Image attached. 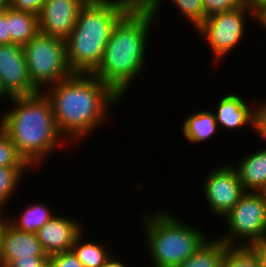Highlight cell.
I'll return each instance as SVG.
<instances>
[{
	"mask_svg": "<svg viewBox=\"0 0 266 267\" xmlns=\"http://www.w3.org/2000/svg\"><path fill=\"white\" fill-rule=\"evenodd\" d=\"M46 0H9V7L39 15Z\"/></svg>",
	"mask_w": 266,
	"mask_h": 267,
	"instance_id": "cell-27",
	"label": "cell"
},
{
	"mask_svg": "<svg viewBox=\"0 0 266 267\" xmlns=\"http://www.w3.org/2000/svg\"><path fill=\"white\" fill-rule=\"evenodd\" d=\"M254 126L253 128L266 140V104H262L257 110H254Z\"/></svg>",
	"mask_w": 266,
	"mask_h": 267,
	"instance_id": "cell-29",
	"label": "cell"
},
{
	"mask_svg": "<svg viewBox=\"0 0 266 267\" xmlns=\"http://www.w3.org/2000/svg\"><path fill=\"white\" fill-rule=\"evenodd\" d=\"M246 11H250L245 5L238 9L214 14L197 27L218 57L229 53L241 40L244 33Z\"/></svg>",
	"mask_w": 266,
	"mask_h": 267,
	"instance_id": "cell-8",
	"label": "cell"
},
{
	"mask_svg": "<svg viewBox=\"0 0 266 267\" xmlns=\"http://www.w3.org/2000/svg\"><path fill=\"white\" fill-rule=\"evenodd\" d=\"M228 248L220 239L213 242L206 240L189 259L174 267H221Z\"/></svg>",
	"mask_w": 266,
	"mask_h": 267,
	"instance_id": "cell-18",
	"label": "cell"
},
{
	"mask_svg": "<svg viewBox=\"0 0 266 267\" xmlns=\"http://www.w3.org/2000/svg\"><path fill=\"white\" fill-rule=\"evenodd\" d=\"M0 166L29 167L30 165L19 154L15 144L0 127Z\"/></svg>",
	"mask_w": 266,
	"mask_h": 267,
	"instance_id": "cell-23",
	"label": "cell"
},
{
	"mask_svg": "<svg viewBox=\"0 0 266 267\" xmlns=\"http://www.w3.org/2000/svg\"><path fill=\"white\" fill-rule=\"evenodd\" d=\"M49 211L45 206L36 203L24 210L21 219L19 218L18 221L16 219L15 221L8 220V222L20 231L36 234L48 220L54 217Z\"/></svg>",
	"mask_w": 266,
	"mask_h": 267,
	"instance_id": "cell-19",
	"label": "cell"
},
{
	"mask_svg": "<svg viewBox=\"0 0 266 267\" xmlns=\"http://www.w3.org/2000/svg\"><path fill=\"white\" fill-rule=\"evenodd\" d=\"M3 95V96H2ZM8 96V97H10L7 93H6V91L4 90V88L2 87V84H1V80H0V98H2V97H4V96Z\"/></svg>",
	"mask_w": 266,
	"mask_h": 267,
	"instance_id": "cell-39",
	"label": "cell"
},
{
	"mask_svg": "<svg viewBox=\"0 0 266 267\" xmlns=\"http://www.w3.org/2000/svg\"><path fill=\"white\" fill-rule=\"evenodd\" d=\"M158 0H129V11H152Z\"/></svg>",
	"mask_w": 266,
	"mask_h": 267,
	"instance_id": "cell-31",
	"label": "cell"
},
{
	"mask_svg": "<svg viewBox=\"0 0 266 267\" xmlns=\"http://www.w3.org/2000/svg\"><path fill=\"white\" fill-rule=\"evenodd\" d=\"M27 168L29 167L0 166V211L2 205H5L9 197L15 192L18 181Z\"/></svg>",
	"mask_w": 266,
	"mask_h": 267,
	"instance_id": "cell-22",
	"label": "cell"
},
{
	"mask_svg": "<svg viewBox=\"0 0 266 267\" xmlns=\"http://www.w3.org/2000/svg\"><path fill=\"white\" fill-rule=\"evenodd\" d=\"M74 220L54 216L36 233L48 256L71 250L76 238L82 234Z\"/></svg>",
	"mask_w": 266,
	"mask_h": 267,
	"instance_id": "cell-13",
	"label": "cell"
},
{
	"mask_svg": "<svg viewBox=\"0 0 266 267\" xmlns=\"http://www.w3.org/2000/svg\"><path fill=\"white\" fill-rule=\"evenodd\" d=\"M48 267H84L72 250L49 256Z\"/></svg>",
	"mask_w": 266,
	"mask_h": 267,
	"instance_id": "cell-26",
	"label": "cell"
},
{
	"mask_svg": "<svg viewBox=\"0 0 266 267\" xmlns=\"http://www.w3.org/2000/svg\"><path fill=\"white\" fill-rule=\"evenodd\" d=\"M10 43L8 8L0 12V45Z\"/></svg>",
	"mask_w": 266,
	"mask_h": 267,
	"instance_id": "cell-30",
	"label": "cell"
},
{
	"mask_svg": "<svg viewBox=\"0 0 266 267\" xmlns=\"http://www.w3.org/2000/svg\"><path fill=\"white\" fill-rule=\"evenodd\" d=\"M183 134L191 143H200L212 137L218 129L215 114L211 111H198L185 119Z\"/></svg>",
	"mask_w": 266,
	"mask_h": 267,
	"instance_id": "cell-17",
	"label": "cell"
},
{
	"mask_svg": "<svg viewBox=\"0 0 266 267\" xmlns=\"http://www.w3.org/2000/svg\"><path fill=\"white\" fill-rule=\"evenodd\" d=\"M0 80L10 98L40 93L29 77L28 65L21 45L13 43L0 45Z\"/></svg>",
	"mask_w": 266,
	"mask_h": 267,
	"instance_id": "cell-9",
	"label": "cell"
},
{
	"mask_svg": "<svg viewBox=\"0 0 266 267\" xmlns=\"http://www.w3.org/2000/svg\"><path fill=\"white\" fill-rule=\"evenodd\" d=\"M31 256L48 255L36 234L20 231L6 219L1 236L0 267H6L13 259Z\"/></svg>",
	"mask_w": 266,
	"mask_h": 267,
	"instance_id": "cell-12",
	"label": "cell"
},
{
	"mask_svg": "<svg viewBox=\"0 0 266 267\" xmlns=\"http://www.w3.org/2000/svg\"><path fill=\"white\" fill-rule=\"evenodd\" d=\"M154 17L151 11H127L114 25L101 64L92 73L120 97L143 67Z\"/></svg>",
	"mask_w": 266,
	"mask_h": 267,
	"instance_id": "cell-2",
	"label": "cell"
},
{
	"mask_svg": "<svg viewBox=\"0 0 266 267\" xmlns=\"http://www.w3.org/2000/svg\"><path fill=\"white\" fill-rule=\"evenodd\" d=\"M85 2H93V3H105L112 2L111 0H84Z\"/></svg>",
	"mask_w": 266,
	"mask_h": 267,
	"instance_id": "cell-40",
	"label": "cell"
},
{
	"mask_svg": "<svg viewBox=\"0 0 266 267\" xmlns=\"http://www.w3.org/2000/svg\"><path fill=\"white\" fill-rule=\"evenodd\" d=\"M104 267H125L123 263L112 257H109L104 265Z\"/></svg>",
	"mask_w": 266,
	"mask_h": 267,
	"instance_id": "cell-35",
	"label": "cell"
},
{
	"mask_svg": "<svg viewBox=\"0 0 266 267\" xmlns=\"http://www.w3.org/2000/svg\"><path fill=\"white\" fill-rule=\"evenodd\" d=\"M158 213L143 218L153 265H180L200 248L207 237L199 229L187 226V223L184 225L165 211Z\"/></svg>",
	"mask_w": 266,
	"mask_h": 267,
	"instance_id": "cell-5",
	"label": "cell"
},
{
	"mask_svg": "<svg viewBox=\"0 0 266 267\" xmlns=\"http://www.w3.org/2000/svg\"><path fill=\"white\" fill-rule=\"evenodd\" d=\"M161 1L158 0L157 6L151 11L154 15H156ZM172 2L196 28L204 21L203 0H172Z\"/></svg>",
	"mask_w": 266,
	"mask_h": 267,
	"instance_id": "cell-24",
	"label": "cell"
},
{
	"mask_svg": "<svg viewBox=\"0 0 266 267\" xmlns=\"http://www.w3.org/2000/svg\"><path fill=\"white\" fill-rule=\"evenodd\" d=\"M42 92L9 98L16 105L0 120L19 154L32 166L59 146V132L50 100ZM60 136V137H59Z\"/></svg>",
	"mask_w": 266,
	"mask_h": 267,
	"instance_id": "cell-3",
	"label": "cell"
},
{
	"mask_svg": "<svg viewBox=\"0 0 266 267\" xmlns=\"http://www.w3.org/2000/svg\"><path fill=\"white\" fill-rule=\"evenodd\" d=\"M235 170L245 191L266 192V149L247 155Z\"/></svg>",
	"mask_w": 266,
	"mask_h": 267,
	"instance_id": "cell-15",
	"label": "cell"
},
{
	"mask_svg": "<svg viewBox=\"0 0 266 267\" xmlns=\"http://www.w3.org/2000/svg\"><path fill=\"white\" fill-rule=\"evenodd\" d=\"M10 43L24 46L39 32L38 15L8 7Z\"/></svg>",
	"mask_w": 266,
	"mask_h": 267,
	"instance_id": "cell-16",
	"label": "cell"
},
{
	"mask_svg": "<svg viewBox=\"0 0 266 267\" xmlns=\"http://www.w3.org/2000/svg\"><path fill=\"white\" fill-rule=\"evenodd\" d=\"M221 267H261V261L252 246H229Z\"/></svg>",
	"mask_w": 266,
	"mask_h": 267,
	"instance_id": "cell-21",
	"label": "cell"
},
{
	"mask_svg": "<svg viewBox=\"0 0 266 267\" xmlns=\"http://www.w3.org/2000/svg\"><path fill=\"white\" fill-rule=\"evenodd\" d=\"M84 0H46L38 15L40 33L66 39L73 31Z\"/></svg>",
	"mask_w": 266,
	"mask_h": 267,
	"instance_id": "cell-11",
	"label": "cell"
},
{
	"mask_svg": "<svg viewBox=\"0 0 266 267\" xmlns=\"http://www.w3.org/2000/svg\"><path fill=\"white\" fill-rule=\"evenodd\" d=\"M252 247L259 254L261 267H266V236L255 242Z\"/></svg>",
	"mask_w": 266,
	"mask_h": 267,
	"instance_id": "cell-32",
	"label": "cell"
},
{
	"mask_svg": "<svg viewBox=\"0 0 266 267\" xmlns=\"http://www.w3.org/2000/svg\"><path fill=\"white\" fill-rule=\"evenodd\" d=\"M81 234L76 238L74 245L71 250L81 261L84 267H104L107 259L110 257L108 255L107 249L98 243L88 242L82 243ZM80 243V244H79ZM82 243V244H81Z\"/></svg>",
	"mask_w": 266,
	"mask_h": 267,
	"instance_id": "cell-20",
	"label": "cell"
},
{
	"mask_svg": "<svg viewBox=\"0 0 266 267\" xmlns=\"http://www.w3.org/2000/svg\"><path fill=\"white\" fill-rule=\"evenodd\" d=\"M254 17H257V20H259L263 27H266V7H263L261 10L256 12Z\"/></svg>",
	"mask_w": 266,
	"mask_h": 267,
	"instance_id": "cell-34",
	"label": "cell"
},
{
	"mask_svg": "<svg viewBox=\"0 0 266 267\" xmlns=\"http://www.w3.org/2000/svg\"><path fill=\"white\" fill-rule=\"evenodd\" d=\"M250 106L235 94H229L221 98L218 105V112L215 114L217 124L225 128H239L247 123L254 126L255 111L249 109Z\"/></svg>",
	"mask_w": 266,
	"mask_h": 267,
	"instance_id": "cell-14",
	"label": "cell"
},
{
	"mask_svg": "<svg viewBox=\"0 0 266 267\" xmlns=\"http://www.w3.org/2000/svg\"><path fill=\"white\" fill-rule=\"evenodd\" d=\"M9 7V0H0V12Z\"/></svg>",
	"mask_w": 266,
	"mask_h": 267,
	"instance_id": "cell-37",
	"label": "cell"
},
{
	"mask_svg": "<svg viewBox=\"0 0 266 267\" xmlns=\"http://www.w3.org/2000/svg\"><path fill=\"white\" fill-rule=\"evenodd\" d=\"M244 6V0H203L204 18Z\"/></svg>",
	"mask_w": 266,
	"mask_h": 267,
	"instance_id": "cell-25",
	"label": "cell"
},
{
	"mask_svg": "<svg viewBox=\"0 0 266 267\" xmlns=\"http://www.w3.org/2000/svg\"><path fill=\"white\" fill-rule=\"evenodd\" d=\"M52 87L44 94L51 102L56 126L74 140L102 124L108 106L120 101V96L93 74L73 73Z\"/></svg>",
	"mask_w": 266,
	"mask_h": 267,
	"instance_id": "cell-1",
	"label": "cell"
},
{
	"mask_svg": "<svg viewBox=\"0 0 266 267\" xmlns=\"http://www.w3.org/2000/svg\"><path fill=\"white\" fill-rule=\"evenodd\" d=\"M225 217L230 233L220 240L228 246H252L266 236V192L246 191ZM237 237L248 241L235 243Z\"/></svg>",
	"mask_w": 266,
	"mask_h": 267,
	"instance_id": "cell-7",
	"label": "cell"
},
{
	"mask_svg": "<svg viewBox=\"0 0 266 267\" xmlns=\"http://www.w3.org/2000/svg\"><path fill=\"white\" fill-rule=\"evenodd\" d=\"M0 214H1V212H0ZM3 228H4V220L0 215V251H1V236H2Z\"/></svg>",
	"mask_w": 266,
	"mask_h": 267,
	"instance_id": "cell-38",
	"label": "cell"
},
{
	"mask_svg": "<svg viewBox=\"0 0 266 267\" xmlns=\"http://www.w3.org/2000/svg\"><path fill=\"white\" fill-rule=\"evenodd\" d=\"M23 49L29 77L39 90L41 84H56L73 74L67 63L64 39L39 32Z\"/></svg>",
	"mask_w": 266,
	"mask_h": 267,
	"instance_id": "cell-6",
	"label": "cell"
},
{
	"mask_svg": "<svg viewBox=\"0 0 266 267\" xmlns=\"http://www.w3.org/2000/svg\"><path fill=\"white\" fill-rule=\"evenodd\" d=\"M205 198L214 214L223 216L238 203L246 192L239 180L235 167L223 166L215 168L205 180Z\"/></svg>",
	"mask_w": 266,
	"mask_h": 267,
	"instance_id": "cell-10",
	"label": "cell"
},
{
	"mask_svg": "<svg viewBox=\"0 0 266 267\" xmlns=\"http://www.w3.org/2000/svg\"><path fill=\"white\" fill-rule=\"evenodd\" d=\"M49 256L13 259L6 267H48Z\"/></svg>",
	"mask_w": 266,
	"mask_h": 267,
	"instance_id": "cell-28",
	"label": "cell"
},
{
	"mask_svg": "<svg viewBox=\"0 0 266 267\" xmlns=\"http://www.w3.org/2000/svg\"><path fill=\"white\" fill-rule=\"evenodd\" d=\"M244 5L254 14L266 7V0H244Z\"/></svg>",
	"mask_w": 266,
	"mask_h": 267,
	"instance_id": "cell-33",
	"label": "cell"
},
{
	"mask_svg": "<svg viewBox=\"0 0 266 267\" xmlns=\"http://www.w3.org/2000/svg\"><path fill=\"white\" fill-rule=\"evenodd\" d=\"M127 12L112 2H86L65 39L66 59L73 73L92 74L101 64L112 29Z\"/></svg>",
	"mask_w": 266,
	"mask_h": 267,
	"instance_id": "cell-4",
	"label": "cell"
},
{
	"mask_svg": "<svg viewBox=\"0 0 266 267\" xmlns=\"http://www.w3.org/2000/svg\"><path fill=\"white\" fill-rule=\"evenodd\" d=\"M112 3L120 5L129 11V0H112Z\"/></svg>",
	"mask_w": 266,
	"mask_h": 267,
	"instance_id": "cell-36",
	"label": "cell"
}]
</instances>
